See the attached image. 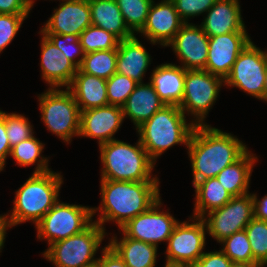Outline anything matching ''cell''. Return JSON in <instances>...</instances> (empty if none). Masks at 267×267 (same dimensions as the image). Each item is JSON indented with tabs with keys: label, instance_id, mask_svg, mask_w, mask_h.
<instances>
[{
	"label": "cell",
	"instance_id": "11",
	"mask_svg": "<svg viewBox=\"0 0 267 267\" xmlns=\"http://www.w3.org/2000/svg\"><path fill=\"white\" fill-rule=\"evenodd\" d=\"M267 51L261 50L252 41L241 51L234 62L229 75L225 78L226 86L238 87L244 93L262 99Z\"/></svg>",
	"mask_w": 267,
	"mask_h": 267
},
{
	"label": "cell",
	"instance_id": "42",
	"mask_svg": "<svg viewBox=\"0 0 267 267\" xmlns=\"http://www.w3.org/2000/svg\"><path fill=\"white\" fill-rule=\"evenodd\" d=\"M28 0H0V14H29Z\"/></svg>",
	"mask_w": 267,
	"mask_h": 267
},
{
	"label": "cell",
	"instance_id": "40",
	"mask_svg": "<svg viewBox=\"0 0 267 267\" xmlns=\"http://www.w3.org/2000/svg\"><path fill=\"white\" fill-rule=\"evenodd\" d=\"M232 263L222 250H216L204 252L191 267H231Z\"/></svg>",
	"mask_w": 267,
	"mask_h": 267
},
{
	"label": "cell",
	"instance_id": "28",
	"mask_svg": "<svg viewBox=\"0 0 267 267\" xmlns=\"http://www.w3.org/2000/svg\"><path fill=\"white\" fill-rule=\"evenodd\" d=\"M194 188L196 196L193 217L203 218L209 212L224 206L233 197L216 177L199 181Z\"/></svg>",
	"mask_w": 267,
	"mask_h": 267
},
{
	"label": "cell",
	"instance_id": "50",
	"mask_svg": "<svg viewBox=\"0 0 267 267\" xmlns=\"http://www.w3.org/2000/svg\"><path fill=\"white\" fill-rule=\"evenodd\" d=\"M60 1H65V0H60ZM34 0H28V4H29V7H30V10L33 8V4H34Z\"/></svg>",
	"mask_w": 267,
	"mask_h": 267
},
{
	"label": "cell",
	"instance_id": "49",
	"mask_svg": "<svg viewBox=\"0 0 267 267\" xmlns=\"http://www.w3.org/2000/svg\"><path fill=\"white\" fill-rule=\"evenodd\" d=\"M0 222H8L6 215H0Z\"/></svg>",
	"mask_w": 267,
	"mask_h": 267
},
{
	"label": "cell",
	"instance_id": "31",
	"mask_svg": "<svg viewBox=\"0 0 267 267\" xmlns=\"http://www.w3.org/2000/svg\"><path fill=\"white\" fill-rule=\"evenodd\" d=\"M154 0H116L124 22L129 30L136 35L147 21L150 6Z\"/></svg>",
	"mask_w": 267,
	"mask_h": 267
},
{
	"label": "cell",
	"instance_id": "36",
	"mask_svg": "<svg viewBox=\"0 0 267 267\" xmlns=\"http://www.w3.org/2000/svg\"><path fill=\"white\" fill-rule=\"evenodd\" d=\"M4 121L6 134L11 147L34 135L33 125L22 114L7 113L4 111Z\"/></svg>",
	"mask_w": 267,
	"mask_h": 267
},
{
	"label": "cell",
	"instance_id": "44",
	"mask_svg": "<svg viewBox=\"0 0 267 267\" xmlns=\"http://www.w3.org/2000/svg\"><path fill=\"white\" fill-rule=\"evenodd\" d=\"M254 204V218L258 220L267 221V194L258 199L257 194L252 193Z\"/></svg>",
	"mask_w": 267,
	"mask_h": 267
},
{
	"label": "cell",
	"instance_id": "6",
	"mask_svg": "<svg viewBox=\"0 0 267 267\" xmlns=\"http://www.w3.org/2000/svg\"><path fill=\"white\" fill-rule=\"evenodd\" d=\"M105 235L102 226L93 221L82 232L49 245L42 255L55 267H93Z\"/></svg>",
	"mask_w": 267,
	"mask_h": 267
},
{
	"label": "cell",
	"instance_id": "46",
	"mask_svg": "<svg viewBox=\"0 0 267 267\" xmlns=\"http://www.w3.org/2000/svg\"><path fill=\"white\" fill-rule=\"evenodd\" d=\"M231 267H262V266L253 263H232Z\"/></svg>",
	"mask_w": 267,
	"mask_h": 267
},
{
	"label": "cell",
	"instance_id": "26",
	"mask_svg": "<svg viewBox=\"0 0 267 267\" xmlns=\"http://www.w3.org/2000/svg\"><path fill=\"white\" fill-rule=\"evenodd\" d=\"M92 25L102 28L120 41L134 34L126 26L116 0H89Z\"/></svg>",
	"mask_w": 267,
	"mask_h": 267
},
{
	"label": "cell",
	"instance_id": "18",
	"mask_svg": "<svg viewBox=\"0 0 267 267\" xmlns=\"http://www.w3.org/2000/svg\"><path fill=\"white\" fill-rule=\"evenodd\" d=\"M123 109L117 105L81 111L80 137L95 138L101 145L115 140L114 135L123 123Z\"/></svg>",
	"mask_w": 267,
	"mask_h": 267
},
{
	"label": "cell",
	"instance_id": "8",
	"mask_svg": "<svg viewBox=\"0 0 267 267\" xmlns=\"http://www.w3.org/2000/svg\"><path fill=\"white\" fill-rule=\"evenodd\" d=\"M92 207L64 203L60 200L35 225L37 239L48 246L85 230L92 223Z\"/></svg>",
	"mask_w": 267,
	"mask_h": 267
},
{
	"label": "cell",
	"instance_id": "47",
	"mask_svg": "<svg viewBox=\"0 0 267 267\" xmlns=\"http://www.w3.org/2000/svg\"><path fill=\"white\" fill-rule=\"evenodd\" d=\"M261 100L267 102V66H266V69H265L264 90H263V95H262V99Z\"/></svg>",
	"mask_w": 267,
	"mask_h": 267
},
{
	"label": "cell",
	"instance_id": "4",
	"mask_svg": "<svg viewBox=\"0 0 267 267\" xmlns=\"http://www.w3.org/2000/svg\"><path fill=\"white\" fill-rule=\"evenodd\" d=\"M131 145L121 140H111L99 145L103 164L101 179L132 182H159L152 176L155 162L148 156L140 140Z\"/></svg>",
	"mask_w": 267,
	"mask_h": 267
},
{
	"label": "cell",
	"instance_id": "5",
	"mask_svg": "<svg viewBox=\"0 0 267 267\" xmlns=\"http://www.w3.org/2000/svg\"><path fill=\"white\" fill-rule=\"evenodd\" d=\"M177 105H164L136 130L148 156L156 163L159 156L174 145H188L195 127Z\"/></svg>",
	"mask_w": 267,
	"mask_h": 267
},
{
	"label": "cell",
	"instance_id": "43",
	"mask_svg": "<svg viewBox=\"0 0 267 267\" xmlns=\"http://www.w3.org/2000/svg\"><path fill=\"white\" fill-rule=\"evenodd\" d=\"M10 152L11 146L6 134L4 111L0 110V172L4 169L6 159L9 157Z\"/></svg>",
	"mask_w": 267,
	"mask_h": 267
},
{
	"label": "cell",
	"instance_id": "3",
	"mask_svg": "<svg viewBox=\"0 0 267 267\" xmlns=\"http://www.w3.org/2000/svg\"><path fill=\"white\" fill-rule=\"evenodd\" d=\"M61 173L52 170L32 173L31 177L15 192L13 208L5 214L9 227L27 221L35 225L60 200L59 191L63 183Z\"/></svg>",
	"mask_w": 267,
	"mask_h": 267
},
{
	"label": "cell",
	"instance_id": "12",
	"mask_svg": "<svg viewBox=\"0 0 267 267\" xmlns=\"http://www.w3.org/2000/svg\"><path fill=\"white\" fill-rule=\"evenodd\" d=\"M254 218L253 196L249 192L234 196L221 208L215 209L203 217L209 236L218 243L230 235L240 232Z\"/></svg>",
	"mask_w": 267,
	"mask_h": 267
},
{
	"label": "cell",
	"instance_id": "45",
	"mask_svg": "<svg viewBox=\"0 0 267 267\" xmlns=\"http://www.w3.org/2000/svg\"><path fill=\"white\" fill-rule=\"evenodd\" d=\"M9 228L8 222H0V253L2 252L1 249L4 246L5 238H6V231Z\"/></svg>",
	"mask_w": 267,
	"mask_h": 267
},
{
	"label": "cell",
	"instance_id": "32",
	"mask_svg": "<svg viewBox=\"0 0 267 267\" xmlns=\"http://www.w3.org/2000/svg\"><path fill=\"white\" fill-rule=\"evenodd\" d=\"M79 40L85 54L99 51L117 49L119 39L112 33L90 25L79 36Z\"/></svg>",
	"mask_w": 267,
	"mask_h": 267
},
{
	"label": "cell",
	"instance_id": "29",
	"mask_svg": "<svg viewBox=\"0 0 267 267\" xmlns=\"http://www.w3.org/2000/svg\"><path fill=\"white\" fill-rule=\"evenodd\" d=\"M44 145V143L32 135L28 139L11 147L10 157L16 161L18 166L27 167L37 164L34 173L50 171L51 168H48V158L41 155Z\"/></svg>",
	"mask_w": 267,
	"mask_h": 267
},
{
	"label": "cell",
	"instance_id": "27",
	"mask_svg": "<svg viewBox=\"0 0 267 267\" xmlns=\"http://www.w3.org/2000/svg\"><path fill=\"white\" fill-rule=\"evenodd\" d=\"M247 151L239 160L225 167L217 176V180L233 197L249 193L252 169L258 158Z\"/></svg>",
	"mask_w": 267,
	"mask_h": 267
},
{
	"label": "cell",
	"instance_id": "25",
	"mask_svg": "<svg viewBox=\"0 0 267 267\" xmlns=\"http://www.w3.org/2000/svg\"><path fill=\"white\" fill-rule=\"evenodd\" d=\"M108 245L119 255L126 267H155L157 246L140 240L113 236Z\"/></svg>",
	"mask_w": 267,
	"mask_h": 267
},
{
	"label": "cell",
	"instance_id": "17",
	"mask_svg": "<svg viewBox=\"0 0 267 267\" xmlns=\"http://www.w3.org/2000/svg\"><path fill=\"white\" fill-rule=\"evenodd\" d=\"M184 22L180 19L172 0L152 2L145 26L139 32L153 45L166 47Z\"/></svg>",
	"mask_w": 267,
	"mask_h": 267
},
{
	"label": "cell",
	"instance_id": "33",
	"mask_svg": "<svg viewBox=\"0 0 267 267\" xmlns=\"http://www.w3.org/2000/svg\"><path fill=\"white\" fill-rule=\"evenodd\" d=\"M253 254V264L267 265V221L253 218L245 227Z\"/></svg>",
	"mask_w": 267,
	"mask_h": 267
},
{
	"label": "cell",
	"instance_id": "13",
	"mask_svg": "<svg viewBox=\"0 0 267 267\" xmlns=\"http://www.w3.org/2000/svg\"><path fill=\"white\" fill-rule=\"evenodd\" d=\"M161 198L158 199L147 211L132 218L119 230L126 237L153 244L167 242L173 229L179 222L167 210H160Z\"/></svg>",
	"mask_w": 267,
	"mask_h": 267
},
{
	"label": "cell",
	"instance_id": "30",
	"mask_svg": "<svg viewBox=\"0 0 267 267\" xmlns=\"http://www.w3.org/2000/svg\"><path fill=\"white\" fill-rule=\"evenodd\" d=\"M117 49L99 50L84 55L79 68L83 73L109 79L116 73Z\"/></svg>",
	"mask_w": 267,
	"mask_h": 267
},
{
	"label": "cell",
	"instance_id": "9",
	"mask_svg": "<svg viewBox=\"0 0 267 267\" xmlns=\"http://www.w3.org/2000/svg\"><path fill=\"white\" fill-rule=\"evenodd\" d=\"M223 83V78L208 71L185 70L184 94L179 108L194 117V125H205V118L216 103Z\"/></svg>",
	"mask_w": 267,
	"mask_h": 267
},
{
	"label": "cell",
	"instance_id": "22",
	"mask_svg": "<svg viewBox=\"0 0 267 267\" xmlns=\"http://www.w3.org/2000/svg\"><path fill=\"white\" fill-rule=\"evenodd\" d=\"M149 81L166 105L181 104L185 82V69L181 65L161 64L154 68Z\"/></svg>",
	"mask_w": 267,
	"mask_h": 267
},
{
	"label": "cell",
	"instance_id": "23",
	"mask_svg": "<svg viewBox=\"0 0 267 267\" xmlns=\"http://www.w3.org/2000/svg\"><path fill=\"white\" fill-rule=\"evenodd\" d=\"M164 105L150 82L138 83L122 106L123 117L131 119L137 129Z\"/></svg>",
	"mask_w": 267,
	"mask_h": 267
},
{
	"label": "cell",
	"instance_id": "39",
	"mask_svg": "<svg viewBox=\"0 0 267 267\" xmlns=\"http://www.w3.org/2000/svg\"><path fill=\"white\" fill-rule=\"evenodd\" d=\"M180 19L188 23L189 19L206 13L217 0H172Z\"/></svg>",
	"mask_w": 267,
	"mask_h": 267
},
{
	"label": "cell",
	"instance_id": "38",
	"mask_svg": "<svg viewBox=\"0 0 267 267\" xmlns=\"http://www.w3.org/2000/svg\"><path fill=\"white\" fill-rule=\"evenodd\" d=\"M28 14H0V53L12 42Z\"/></svg>",
	"mask_w": 267,
	"mask_h": 267
},
{
	"label": "cell",
	"instance_id": "1",
	"mask_svg": "<svg viewBox=\"0 0 267 267\" xmlns=\"http://www.w3.org/2000/svg\"><path fill=\"white\" fill-rule=\"evenodd\" d=\"M193 173V186L216 177L225 167L239 160L248 148L231 133L211 125H195L187 145Z\"/></svg>",
	"mask_w": 267,
	"mask_h": 267
},
{
	"label": "cell",
	"instance_id": "35",
	"mask_svg": "<svg viewBox=\"0 0 267 267\" xmlns=\"http://www.w3.org/2000/svg\"><path fill=\"white\" fill-rule=\"evenodd\" d=\"M137 84L130 77L114 73L106 80L108 104L122 107Z\"/></svg>",
	"mask_w": 267,
	"mask_h": 267
},
{
	"label": "cell",
	"instance_id": "41",
	"mask_svg": "<svg viewBox=\"0 0 267 267\" xmlns=\"http://www.w3.org/2000/svg\"><path fill=\"white\" fill-rule=\"evenodd\" d=\"M101 254L93 267H126L123 260L109 245L102 248Z\"/></svg>",
	"mask_w": 267,
	"mask_h": 267
},
{
	"label": "cell",
	"instance_id": "15",
	"mask_svg": "<svg viewBox=\"0 0 267 267\" xmlns=\"http://www.w3.org/2000/svg\"><path fill=\"white\" fill-rule=\"evenodd\" d=\"M248 32H231L209 37L205 71L225 80L241 51L251 41Z\"/></svg>",
	"mask_w": 267,
	"mask_h": 267
},
{
	"label": "cell",
	"instance_id": "24",
	"mask_svg": "<svg viewBox=\"0 0 267 267\" xmlns=\"http://www.w3.org/2000/svg\"><path fill=\"white\" fill-rule=\"evenodd\" d=\"M67 89L72 93L81 111L109 105L106 79L83 73L80 69Z\"/></svg>",
	"mask_w": 267,
	"mask_h": 267
},
{
	"label": "cell",
	"instance_id": "48",
	"mask_svg": "<svg viewBox=\"0 0 267 267\" xmlns=\"http://www.w3.org/2000/svg\"><path fill=\"white\" fill-rule=\"evenodd\" d=\"M164 267H191V266H188V265H174V264H165Z\"/></svg>",
	"mask_w": 267,
	"mask_h": 267
},
{
	"label": "cell",
	"instance_id": "10",
	"mask_svg": "<svg viewBox=\"0 0 267 267\" xmlns=\"http://www.w3.org/2000/svg\"><path fill=\"white\" fill-rule=\"evenodd\" d=\"M178 222L167 241L166 263L192 266L203 254L207 227L203 218ZM194 218V219H193Z\"/></svg>",
	"mask_w": 267,
	"mask_h": 267
},
{
	"label": "cell",
	"instance_id": "37",
	"mask_svg": "<svg viewBox=\"0 0 267 267\" xmlns=\"http://www.w3.org/2000/svg\"><path fill=\"white\" fill-rule=\"evenodd\" d=\"M79 69L84 59V51L79 36L43 33ZM80 57V58H79ZM79 58V59H78Z\"/></svg>",
	"mask_w": 267,
	"mask_h": 267
},
{
	"label": "cell",
	"instance_id": "7",
	"mask_svg": "<svg viewBox=\"0 0 267 267\" xmlns=\"http://www.w3.org/2000/svg\"><path fill=\"white\" fill-rule=\"evenodd\" d=\"M38 101L41 120L49 132L67 144L79 136L81 110L67 88H48L39 94Z\"/></svg>",
	"mask_w": 267,
	"mask_h": 267
},
{
	"label": "cell",
	"instance_id": "2",
	"mask_svg": "<svg viewBox=\"0 0 267 267\" xmlns=\"http://www.w3.org/2000/svg\"><path fill=\"white\" fill-rule=\"evenodd\" d=\"M159 183L101 179V204L97 208L92 207V216L99 210L100 215L94 221L104 230V223L109 221L116 222L120 229L161 198Z\"/></svg>",
	"mask_w": 267,
	"mask_h": 267
},
{
	"label": "cell",
	"instance_id": "21",
	"mask_svg": "<svg viewBox=\"0 0 267 267\" xmlns=\"http://www.w3.org/2000/svg\"><path fill=\"white\" fill-rule=\"evenodd\" d=\"M150 64L151 55L138 40L136 34L119 41L116 73L130 77L137 83H143V76H145Z\"/></svg>",
	"mask_w": 267,
	"mask_h": 267
},
{
	"label": "cell",
	"instance_id": "19",
	"mask_svg": "<svg viewBox=\"0 0 267 267\" xmlns=\"http://www.w3.org/2000/svg\"><path fill=\"white\" fill-rule=\"evenodd\" d=\"M41 39V77L49 88H67L78 68L43 33Z\"/></svg>",
	"mask_w": 267,
	"mask_h": 267
},
{
	"label": "cell",
	"instance_id": "16",
	"mask_svg": "<svg viewBox=\"0 0 267 267\" xmlns=\"http://www.w3.org/2000/svg\"><path fill=\"white\" fill-rule=\"evenodd\" d=\"M90 25L92 22L89 0H65L60 2L59 8L54 9L40 32L80 36Z\"/></svg>",
	"mask_w": 267,
	"mask_h": 267
},
{
	"label": "cell",
	"instance_id": "34",
	"mask_svg": "<svg viewBox=\"0 0 267 267\" xmlns=\"http://www.w3.org/2000/svg\"><path fill=\"white\" fill-rule=\"evenodd\" d=\"M222 252L233 263H253V254L245 230L236 232L220 242Z\"/></svg>",
	"mask_w": 267,
	"mask_h": 267
},
{
	"label": "cell",
	"instance_id": "20",
	"mask_svg": "<svg viewBox=\"0 0 267 267\" xmlns=\"http://www.w3.org/2000/svg\"><path fill=\"white\" fill-rule=\"evenodd\" d=\"M239 4L238 0H217L206 12L200 24L201 28L209 37L231 32H247Z\"/></svg>",
	"mask_w": 267,
	"mask_h": 267
},
{
	"label": "cell",
	"instance_id": "14",
	"mask_svg": "<svg viewBox=\"0 0 267 267\" xmlns=\"http://www.w3.org/2000/svg\"><path fill=\"white\" fill-rule=\"evenodd\" d=\"M169 46L185 70H205L209 36L200 25L184 23L166 47Z\"/></svg>",
	"mask_w": 267,
	"mask_h": 267
}]
</instances>
